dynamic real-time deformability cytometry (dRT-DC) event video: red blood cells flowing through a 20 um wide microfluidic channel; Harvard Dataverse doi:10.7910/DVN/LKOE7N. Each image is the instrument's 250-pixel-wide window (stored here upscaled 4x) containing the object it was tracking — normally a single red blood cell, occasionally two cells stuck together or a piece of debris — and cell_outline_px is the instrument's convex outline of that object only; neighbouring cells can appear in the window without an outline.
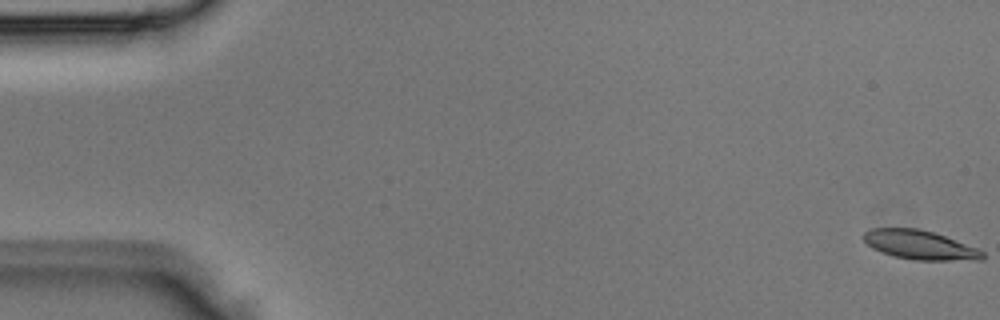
{"species": "Egyptian fruit bat (a non-hibernating species)", "species_latin": "Rousettus aegyptiacus", "temperature_condition": "room temperature", "stored_images_in_passage": 4, "camera_frame_rate_fps": 3000, "um_per_image_px": 0.085, "animal": {"sex": "male"}, "frame": {"image": 1, "passage_image": 1, "time_ms": 0.0, "image_size_px": [1000, 320], "cell_outline_px": [[984, 260], [916, 260], [896, 256], [872, 248], [860, 236], [868, 228], [916, 228], [932, 232], [944, 236], [976, 248], [984, 252]], "centroid_in_image_um": [78.15, 20.81], "position_along_channel_um": 6.8, "area_um2": 19.94}}
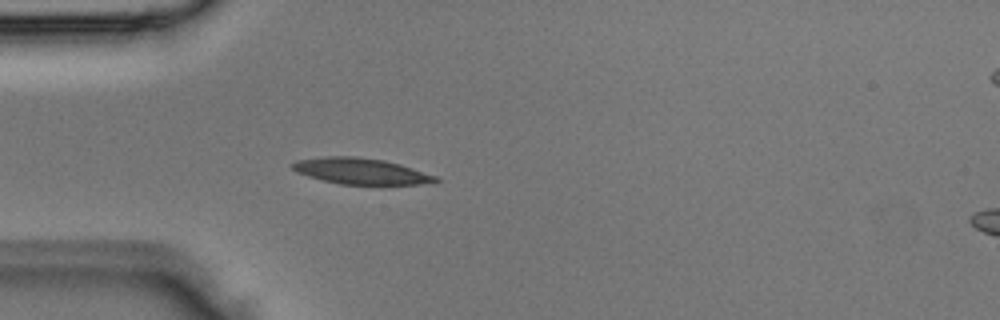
{"frame": {"image": 2, "passage_image": 4, "time_ms": 1.0, "image_size_px": [1000, 320], "cell_outline_px": [[440, 180], [436, 184], [380, 188], [340, 184], [308, 176], [296, 172], [288, 164], [300, 160], [324, 156], [356, 156], [384, 160], [400, 164], [436, 176]], "centroid_in_image_um": [30.82, 14.62], "position_along_channel_um": 54.2, "area_um2": 23.12}}